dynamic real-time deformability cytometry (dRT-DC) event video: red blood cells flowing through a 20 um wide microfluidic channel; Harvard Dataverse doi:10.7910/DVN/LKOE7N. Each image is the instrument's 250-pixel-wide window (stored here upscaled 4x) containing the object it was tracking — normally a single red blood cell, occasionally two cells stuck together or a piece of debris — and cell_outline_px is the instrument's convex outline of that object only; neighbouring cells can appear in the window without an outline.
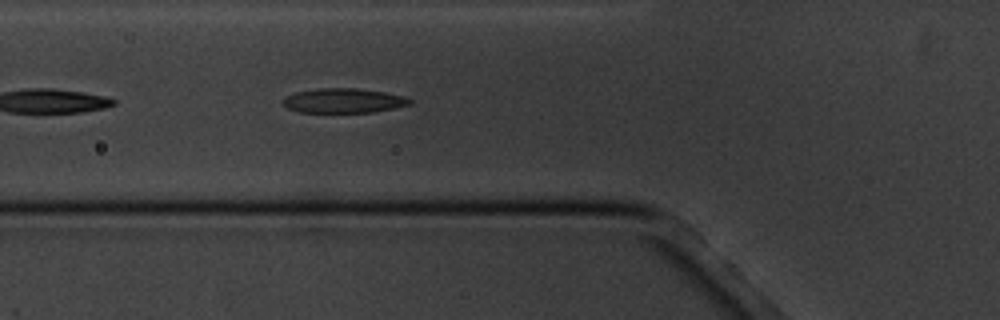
{"species": "common noctule bat (a hibernating species)", "species_latin": "Nyctalus noctula", "temperature_condition": "cold", "stored_images_in_passage": 4, "camera_frame_rate_fps": 3000, "um_per_image_px": 0.085, "animal": {"sex": "male", "body_mass_g": 20.1, "forearm_length_mm": 53.5}, "frame": {"image": 1, "passage_image": 4, "time_ms": 3.333, "image_size_px": [1000, 320], "cell_outline_px": [[412, 104], [372, 112], [300, 112], [288, 108], [284, 104], [284, 96], [296, 92], [320, 88], [356, 88], [384, 92], [404, 96], [412, 100]], "centroid_in_image_um": [29.21, 8.55], "position_along_channel_um": 96.6, "area_um2": 17.98}}